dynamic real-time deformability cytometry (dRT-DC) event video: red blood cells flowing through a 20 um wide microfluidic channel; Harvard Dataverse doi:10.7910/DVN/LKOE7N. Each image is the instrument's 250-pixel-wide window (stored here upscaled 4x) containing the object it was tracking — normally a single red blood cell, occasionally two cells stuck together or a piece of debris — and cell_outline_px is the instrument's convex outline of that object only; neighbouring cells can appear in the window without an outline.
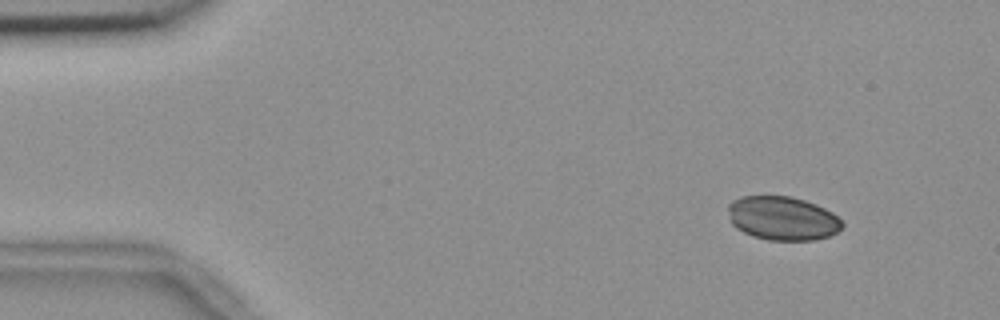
{"species": "common noctule bat (a hibernating species)", "species_latin": "Nyctalus noctula", "temperature_condition": "room temperature", "stored_images_in_passage": 50, "camera_frame_rate_fps": 3000, "um_per_image_px": 0.085, "animal": {"sex": "female", "body_mass_g": 18.4}, "frame": {"image": 1, "passage_image": 1, "time_ms": 0.0, "image_size_px": [1000, 320], "cell_outline_px": [[844, 224], [836, 232], [828, 236], [816, 240], [768, 240], [752, 236], [736, 228], [732, 224], [728, 216], [728, 204], [732, 200], [744, 196], [792, 196], [816, 204], [832, 212]], "centroid_in_image_um": [66.49, 18.55], "position_along_channel_um": 18.5, "area_um2": 29.19}}
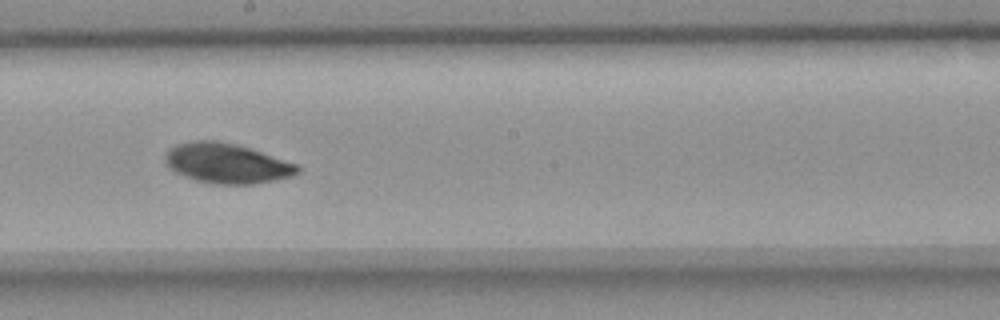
{"frame": {"image": 2, "passage_image": 26, "time_ms": 8.333, "image_size_px": [1000, 320], "cell_outline_px": [[300, 172], [292, 176], [276, 180], [252, 184], [216, 184], [196, 180], [176, 172], [168, 168], [164, 164], [164, 156], [168, 148], [176, 144], [192, 140], [220, 140], [252, 148], [300, 164]], "centroid_in_image_um": [19.29, 13.86], "position_along_channel_um": 228.9, "area_um2": 31.44}}
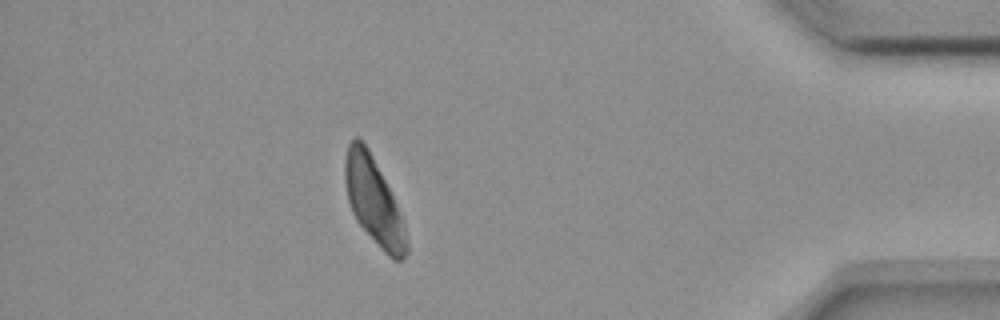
{"frame": {"image": 3, "passage_image": 44, "time_ms": 14.333, "image_size_px": [1000, 320], "cell_outline_px": [[408, 252], [404, 260], [392, 260], [384, 252], [356, 220], [352, 212], [348, 200], [344, 180], [344, 160], [348, 144], [356, 136], [368, 148], [396, 204], [404, 224], [408, 244]], "centroid_in_image_um": [31.75, 17.13], "position_along_channel_um": 403.4, "area_um2": 30.63}}